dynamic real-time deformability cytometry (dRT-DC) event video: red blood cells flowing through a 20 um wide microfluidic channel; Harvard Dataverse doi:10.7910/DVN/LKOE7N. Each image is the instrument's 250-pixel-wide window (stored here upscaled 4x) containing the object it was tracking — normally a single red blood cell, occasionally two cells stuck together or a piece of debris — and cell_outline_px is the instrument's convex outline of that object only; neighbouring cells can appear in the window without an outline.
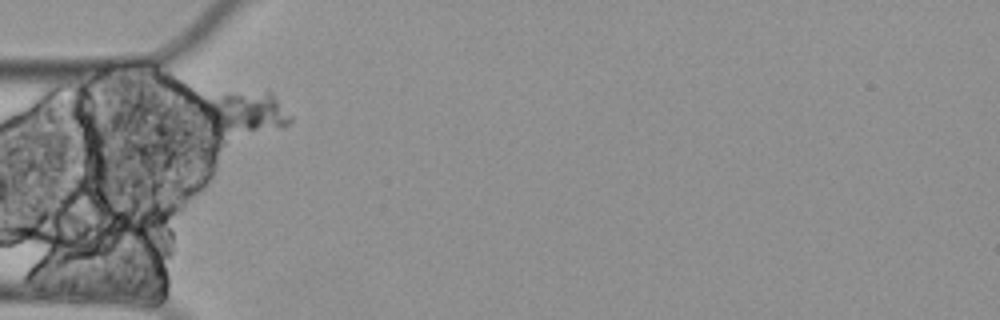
{"species": "Egyptian fruit bat (a non-hibernating species)", "species_latin": "Rousettus aegyptiacus", "temperature_condition": "cold", "stored_images_in_passage": 2, "camera_frame_rate_fps": 3000, "um_per_image_px": 0.085, "animal": {"sex": "female"}, "frame": {"image": 1, "passage_image": 1, "time_ms": 0.0, "image_size_px": [1000, 320], "cell_outline_px": [[292, 120], [284, 128], [220, 140], [212, 136], [200, 120], [200, 108], [212, 100], [228, 92], [268, 88], [272, 92], [292, 116]], "centroid_in_image_um": [20.75, 9.68], "position_along_channel_um": 64.2, "area_um2": 24.45}}